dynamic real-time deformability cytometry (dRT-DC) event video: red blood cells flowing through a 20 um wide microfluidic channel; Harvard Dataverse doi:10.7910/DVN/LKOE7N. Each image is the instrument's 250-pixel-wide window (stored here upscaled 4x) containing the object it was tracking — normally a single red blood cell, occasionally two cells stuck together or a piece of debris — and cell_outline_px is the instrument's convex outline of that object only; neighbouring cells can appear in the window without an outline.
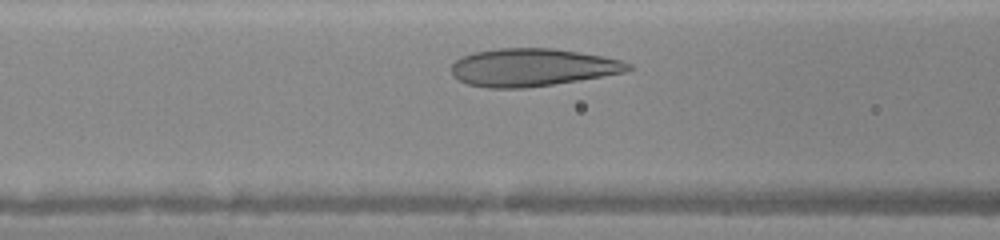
{"species": "human", "species_latin": "Homo sapiens", "temperature_condition": "warm", "stored_images_in_passage": 24, "camera_frame_rate_fps": 3000, "um_per_image_px": 0.085, "donor": {"sex": "female"}, "frame": {"image": 1, "passage_image": 6, "time_ms": 1.667, "image_size_px": [1000, 240], "cell_outline_px": [[636, 68], [624, 72], [552, 84], [524, 88], [488, 88], [468, 84], [452, 76], [452, 64], [456, 60], [464, 56], [476, 52], [496, 48], [552, 48], [580, 52], [620, 60], [632, 64]], "centroid_in_image_um": [45.24, 5.72], "position_along_channel_um": 121.4, "area_um2": 38.55}}
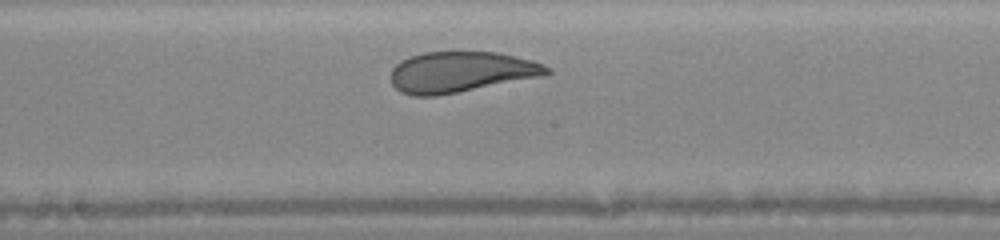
{"frame": {"image": 2, "passage_image": 12, "time_ms": 3.667, "image_size_px": [1000, 240], "cell_outline_px": [[552, 72], [548, 76], [436, 96], [412, 96], [400, 92], [392, 84], [392, 68], [396, 64], [412, 56], [424, 52], [496, 52], [516, 56], [532, 60], [544, 64], [552, 68]], "centroid_in_image_um": [39.26, 6.13], "position_along_channel_um": 208.9, "area_um2": 37.34}}
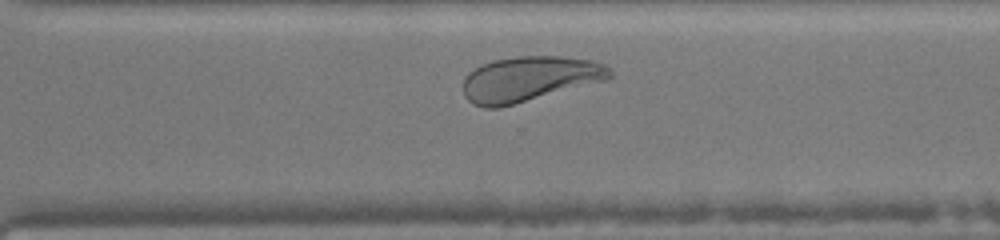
{"frame": {"image": 3, "passage_image": 20, "time_ms": 6.333, "image_size_px": [1000, 240], "cell_outline_px": [[612, 76], [608, 80], [500, 108], [484, 108], [472, 104], [464, 96], [464, 76], [468, 72], [484, 64], [496, 60], [516, 56], [560, 56], [592, 60], [604, 64], [612, 72]], "centroid_in_image_um": [45.01, 6.72], "position_along_channel_um": 325.6, "area_um2": 38.78}}